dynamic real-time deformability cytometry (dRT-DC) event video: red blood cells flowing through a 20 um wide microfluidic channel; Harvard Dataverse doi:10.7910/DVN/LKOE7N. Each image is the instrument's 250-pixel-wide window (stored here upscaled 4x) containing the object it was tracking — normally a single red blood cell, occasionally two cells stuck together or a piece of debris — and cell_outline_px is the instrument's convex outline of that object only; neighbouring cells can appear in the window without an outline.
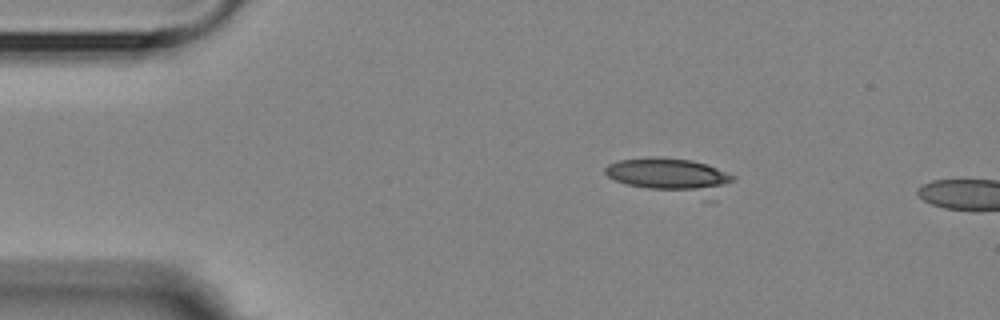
{"species": "Egyptian fruit bat (a non-hibernating species)", "species_latin": "Rousettus aegyptiacus", "temperature_condition": "room temperature", "stored_images_in_passage": 2, "camera_frame_rate_fps": 3000, "um_per_image_px": 0.085, "animal": {"sex": "female"}, "frame": {"image": 1, "passage_image": 1, "time_ms": 0.0, "image_size_px": [1000, 320], "cell_outline_px": [[736, 180], [716, 200], [704, 200], [628, 184], [616, 180], [608, 176], [604, 172], [604, 168], [608, 164], [616, 160], [648, 156], [660, 156], [692, 160], [708, 164], [736, 176]], "centroid_in_image_um": [57.15, 14.97], "position_along_channel_um": 27.9, "area_um2": 27.46}}